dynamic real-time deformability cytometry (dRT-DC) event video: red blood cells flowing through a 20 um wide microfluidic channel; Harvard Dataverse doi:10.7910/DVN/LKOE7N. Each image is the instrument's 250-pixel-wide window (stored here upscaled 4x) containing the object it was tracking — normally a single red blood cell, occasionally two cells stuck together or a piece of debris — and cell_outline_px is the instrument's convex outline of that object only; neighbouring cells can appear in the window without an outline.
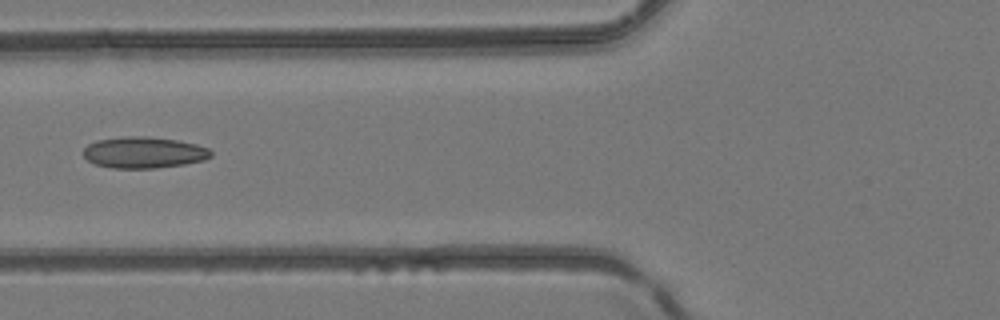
{"species": "common noctule bat (a hibernating species)", "species_latin": "Nyctalus noctula", "temperature_condition": "room temperature", "stored_images_in_passage": 3, "camera_frame_rate_fps": 3000, "um_per_image_px": 0.085, "animal": {"sex": "female", "body_mass_g": 24.6, "forearm_length_mm": 56.2}, "frame": {"image": 1, "passage_image": 2, "time_ms": 1.333, "image_size_px": [1000, 320], "cell_outline_px": [[212, 156], [204, 160], [184, 164], [156, 168], [112, 168], [96, 164], [88, 160], [84, 156], [84, 148], [88, 144], [96, 140], [128, 136], [148, 136], [176, 140], [196, 144], [208, 148], [212, 152]], "centroid_in_image_um": [12.23, 12.96], "position_along_channel_um": 113.6, "area_um2": 23.24}}
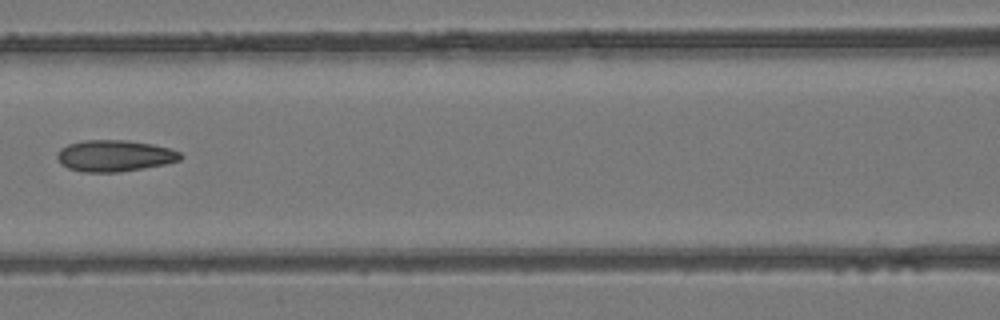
{"frame": {"image": 2, "passage_image": 3, "time_ms": 2.333, "image_size_px": [1000, 320], "cell_outline_px": [[184, 156], [180, 160], [164, 164], [144, 168], [120, 172], [84, 172], [68, 168], [60, 164], [56, 156], [60, 148], [68, 144], [84, 140], [128, 140], [152, 144], [168, 148], [180, 152]], "centroid_in_image_um": [9.72, 13.24], "position_along_channel_um": 156.9, "area_um2": 22.66}}